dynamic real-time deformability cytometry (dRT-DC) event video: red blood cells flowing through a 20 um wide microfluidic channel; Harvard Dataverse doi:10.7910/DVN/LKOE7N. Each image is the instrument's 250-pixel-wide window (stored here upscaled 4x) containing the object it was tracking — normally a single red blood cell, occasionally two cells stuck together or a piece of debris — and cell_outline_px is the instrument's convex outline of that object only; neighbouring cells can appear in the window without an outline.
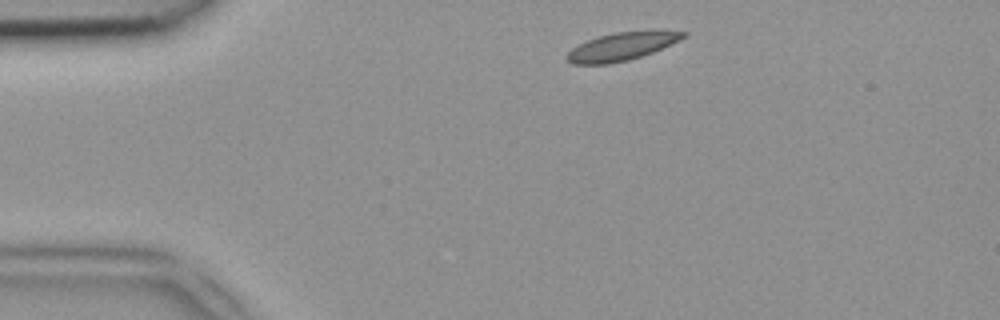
{"species": "common noctule bat (a hibernating species)", "species_latin": "Nyctalus noctula", "temperature_condition": "room temperature", "stored_images_in_passage": 41, "camera_frame_rate_fps": 3000, "um_per_image_px": 0.085, "animal": {"sex": "female", "body_mass_g": 18.4}, "frame": {"image": 1, "passage_image": 2, "time_ms": 0.333, "image_size_px": [1000, 320], "cell_outline_px": [[688, 36], [680, 40], [652, 52], [628, 60], [608, 64], [572, 64], [564, 56], [572, 48], [588, 40], [600, 36], [616, 32], [652, 28], [688, 32]], "centroid_in_image_um": [52.93, 3.91], "position_along_channel_um": 32.1, "area_um2": 19.36}}
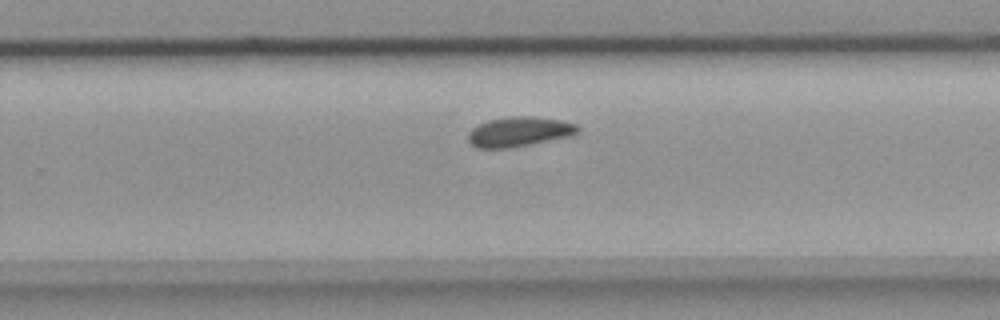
{"frame": {"image": 2, "passage_image": 24, "time_ms": 7.667, "image_size_px": [1000, 320], "cell_outline_px": [[580, 132], [572, 136], [512, 148], [476, 148], [468, 140], [468, 132], [472, 128], [488, 120], [508, 116], [532, 116], [564, 120], [576, 124], [580, 128]], "centroid_in_image_um": [44.17, 11.19], "position_along_channel_um": 285.6, "area_um2": 19.36}}
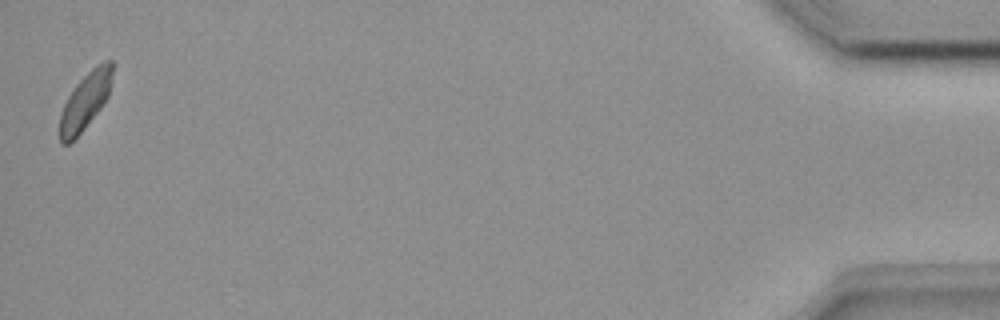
{"frame": {"image": 3, "passage_image": 41, "time_ms": 13.333, "image_size_px": [1000, 320], "cell_outline_px": [[112, 72], [108, 96], [100, 108], [84, 128], [68, 144], [60, 144], [60, 112], [68, 96], [76, 84], [96, 64], [104, 60], [112, 60]], "centroid_in_image_um": [7.23, 8.57], "position_along_channel_um": 428.0, "area_um2": 17.05}}